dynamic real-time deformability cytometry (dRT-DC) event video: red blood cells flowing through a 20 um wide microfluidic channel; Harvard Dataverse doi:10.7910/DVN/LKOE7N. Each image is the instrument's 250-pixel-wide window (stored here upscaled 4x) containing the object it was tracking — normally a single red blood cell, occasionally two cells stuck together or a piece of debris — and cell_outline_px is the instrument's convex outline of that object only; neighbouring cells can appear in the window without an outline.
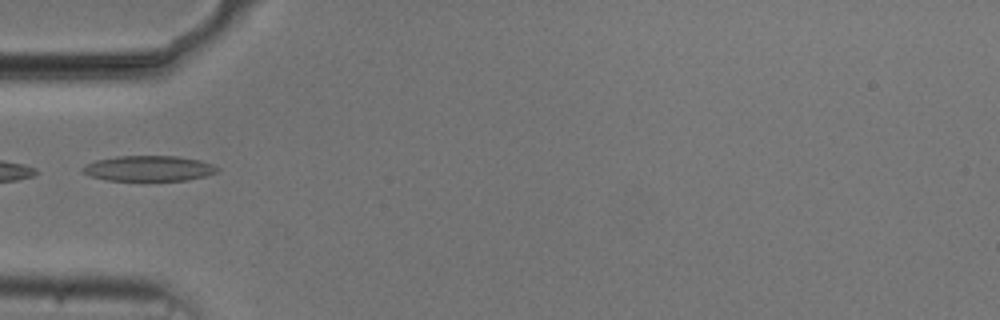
{"species": "common noctule bat (a hibernating species)", "species_latin": "Nyctalus noctula", "temperature_condition": "cold", "stored_images_in_passage": 3, "camera_frame_rate_fps": 3000, "um_per_image_px": 0.085, "animal": {"sex": "male", "body_mass_g": 20.5, "forearm_length_mm": 52.5}, "frame": {"image": 1, "passage_image": 1, "time_ms": 0.0, "image_size_px": [1000, 320], "cell_outline_px": [[220, 168], [216, 172], [204, 176], [188, 180], [108, 180], [88, 176], [80, 168], [96, 160], [116, 156], [176, 156], [200, 160], [212, 164]], "centroid_in_image_um": [12.64, 14.31], "position_along_channel_um": 72.4, "area_um2": 19.83}}